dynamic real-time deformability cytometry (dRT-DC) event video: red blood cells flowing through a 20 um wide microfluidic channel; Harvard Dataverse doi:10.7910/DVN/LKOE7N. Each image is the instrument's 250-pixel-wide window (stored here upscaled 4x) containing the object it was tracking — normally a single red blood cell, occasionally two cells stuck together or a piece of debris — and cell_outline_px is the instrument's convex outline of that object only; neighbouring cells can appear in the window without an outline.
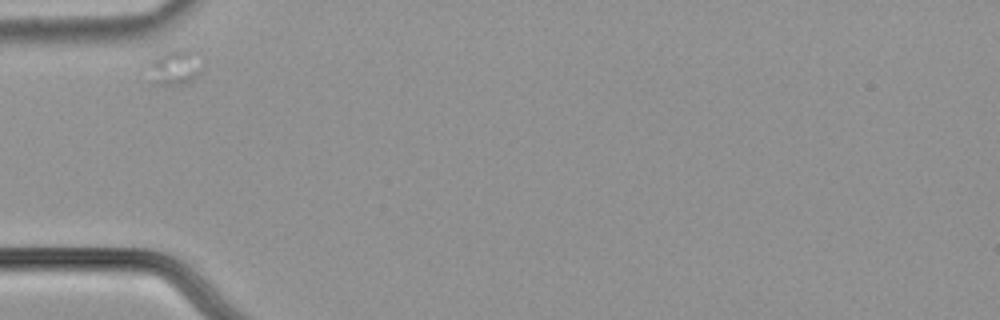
{"species": "common noctule bat (a hibernating species)", "species_latin": "Nyctalus noctula", "temperature_condition": "cold", "stored_images_in_passage": 11, "camera_frame_rate_fps": 3000, "um_per_image_px": 0.085, "animal": {"sex": "male", "body_mass_g": 21.5, "forearm_length_mm": 52.0}, "frame": {"image": 1, "passage_image": 1, "time_ms": 0.0, "image_size_px": [1000, 320], "cell_outline_px": [[204, 68], [188, 84], [160, 84], [156, 80], [152, 64], [152, 60], [164, 52], [172, 48], [192, 48], [204, 56]], "centroid_in_image_um": [15.12, 5.61], "position_along_channel_um": 69.9, "area_um2": 11.04}}